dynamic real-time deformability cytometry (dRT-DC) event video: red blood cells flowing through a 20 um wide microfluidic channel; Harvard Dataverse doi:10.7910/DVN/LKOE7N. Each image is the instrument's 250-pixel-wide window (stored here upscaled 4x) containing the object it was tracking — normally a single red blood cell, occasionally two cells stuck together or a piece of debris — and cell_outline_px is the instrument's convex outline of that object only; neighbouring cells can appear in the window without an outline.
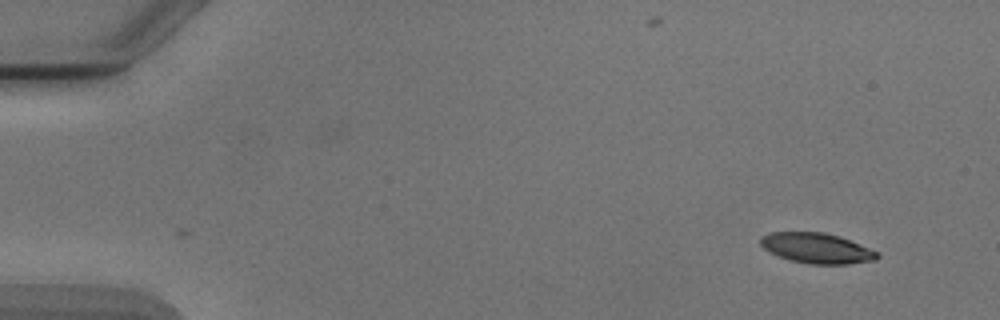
{"species": "Egyptian fruit bat (a non-hibernating species)", "species_latin": "Rousettus aegyptiacus", "temperature_condition": "cold", "stored_images_in_passage": 5, "camera_frame_rate_fps": 3000, "um_per_image_px": 0.085, "animal": {"sex": "male"}, "frame": {"image": 1, "passage_image": 1, "time_ms": 0.0, "image_size_px": [1000, 320], "cell_outline_px": [[880, 256], [876, 260], [848, 264], [808, 264], [792, 260], [768, 252], [760, 244], [760, 236], [768, 232], [824, 232], [840, 236], [880, 252]], "centroid_in_image_um": [69.44, 21.09], "position_along_channel_um": 15.6, "area_um2": 20.81}}
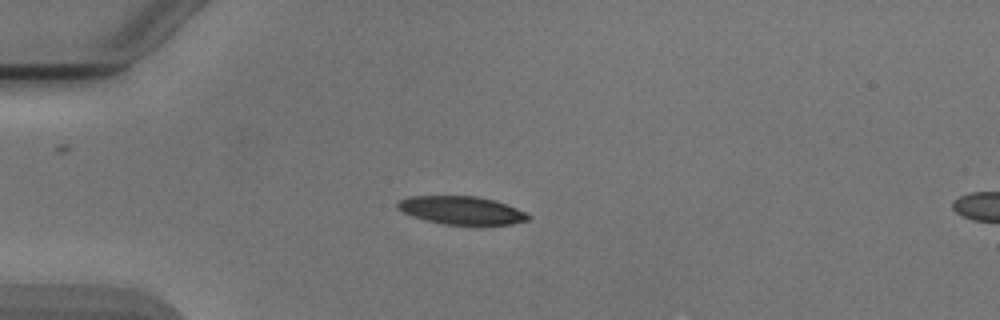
{"frame": {"image": 2, "passage_image": 4, "time_ms": 3.333, "image_size_px": [1000, 320], "cell_outline_px": [[532, 216], [528, 220], [512, 224], [480, 228], [444, 224], [424, 220], [400, 212], [396, 208], [396, 204], [400, 200], [408, 196], [476, 196], [496, 200], [528, 212]], "centroid_in_image_um": [39.29, 17.92], "position_along_channel_um": 45.7, "area_um2": 22.6}}